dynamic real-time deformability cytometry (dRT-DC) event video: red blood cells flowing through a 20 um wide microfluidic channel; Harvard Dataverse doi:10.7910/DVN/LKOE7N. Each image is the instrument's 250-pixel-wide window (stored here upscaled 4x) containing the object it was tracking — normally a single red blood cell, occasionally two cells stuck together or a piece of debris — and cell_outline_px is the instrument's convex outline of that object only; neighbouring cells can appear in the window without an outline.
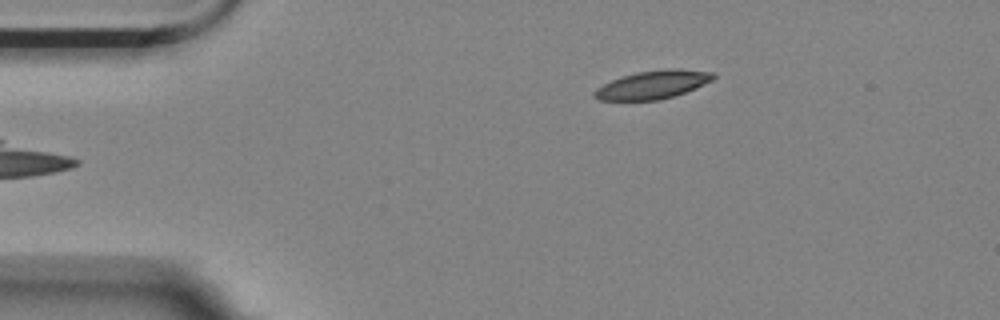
{"species": "Egyptian fruit bat (a non-hibernating species)", "species_latin": "Rousettus aegyptiacus", "temperature_condition": "room temperature", "stored_images_in_passage": 39, "camera_frame_rate_fps": 3000, "um_per_image_px": 0.085, "animal": {"sex": "female"}, "frame": {"image": 1, "passage_image": 1, "time_ms": 0.0, "image_size_px": [1000, 320], "cell_outline_px": [[716, 76], [712, 80], [684, 92], [660, 100], [600, 100], [592, 96], [592, 92], [596, 88], [612, 80], [636, 72], [664, 68], [680, 68], [712, 72]], "centroid_in_image_um": [55.46, 7.19], "position_along_channel_um": 29.5, "area_um2": 19.48}}
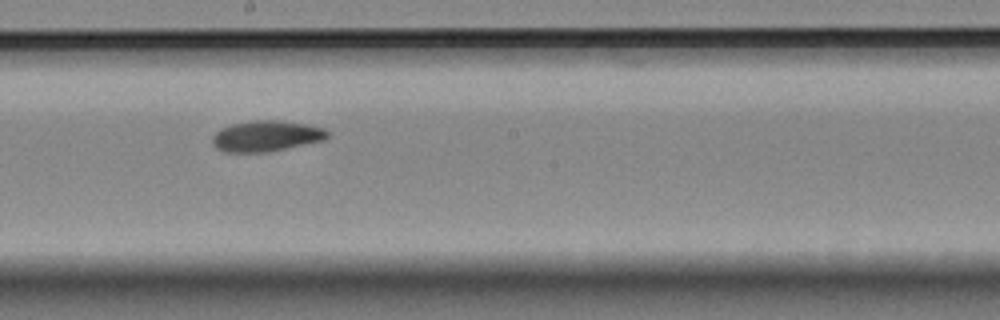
{"frame": {"image": 2, "passage_image": 22, "time_ms": 7.0, "image_size_px": [1000, 320], "cell_outline_px": [[328, 136], [324, 140], [268, 152], [224, 152], [216, 148], [212, 144], [212, 136], [220, 128], [232, 124], [252, 120], [280, 120], [304, 124], [324, 128], [328, 132]], "centroid_in_image_um": [22.59, 11.56], "position_along_channel_um": 225.6, "area_um2": 20.69}}
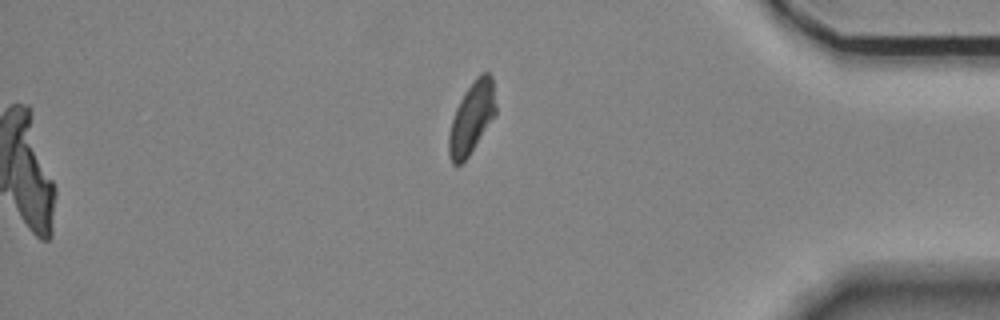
{"frame": {"image": 3, "passage_image": 39, "time_ms": 12.667, "image_size_px": [1000, 320], "cell_outline_px": [[496, 112], [468, 156], [460, 164], [452, 164], [448, 152], [448, 136], [452, 120], [456, 108], [464, 92], [476, 76], [480, 72], [488, 72], [492, 76], [496, 108]], "centroid_in_image_um": [40.08, 9.97], "position_along_channel_um": 395.1, "area_um2": 19.25}, "authors_computed_cell_mechanics": {"area_um2": 20.2878, "velocity_mm_per_s": 3.5075, "shape_relaxation_time_tau1_ms": 5.2966, "shape_relaxation_time_tau2_ms": 3.8143, "deformation_change_tau1": 0.1663, "deformation_change_tau2": 0.076}}